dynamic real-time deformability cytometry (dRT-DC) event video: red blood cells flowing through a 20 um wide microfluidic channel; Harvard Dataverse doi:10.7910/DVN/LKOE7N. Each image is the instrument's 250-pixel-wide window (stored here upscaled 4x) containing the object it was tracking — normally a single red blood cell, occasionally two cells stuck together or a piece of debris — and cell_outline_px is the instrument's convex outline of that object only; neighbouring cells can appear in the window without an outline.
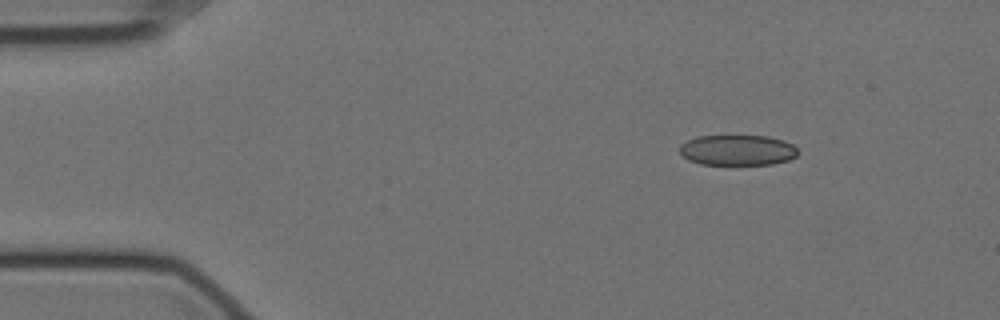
{"species": "Egyptian fruit bat (a non-hibernating species)", "species_latin": "Rousettus aegyptiacus", "temperature_condition": "cold", "stored_images_in_passage": 50, "camera_frame_rate_fps": 3000, "um_per_image_px": 0.085, "animal": {"sex": "female"}, "frame": {"image": 1, "passage_image": 1, "time_ms": 0.0, "image_size_px": [1000, 320], "cell_outline_px": [[796, 156], [788, 160], [772, 164], [700, 164], [688, 160], [680, 152], [680, 144], [696, 136], [768, 136], [784, 140], [792, 144], [796, 148]], "centroid_in_image_um": [62.67, 12.75], "position_along_channel_um": 22.3, "area_um2": 20.92}}
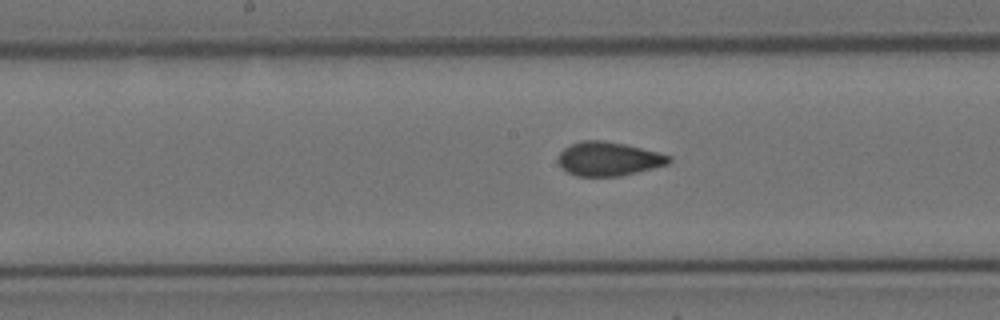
{"frame": {"image": 2, "passage_image": 22, "time_ms": 7.0, "image_size_px": [1000, 320], "cell_outline_px": [[672, 160], [668, 164], [620, 176], [576, 176], [568, 172], [556, 160], [560, 152], [564, 148], [572, 144], [584, 140], [604, 140], [624, 144], [672, 156]], "centroid_in_image_um": [51.71, 13.5], "position_along_channel_um": 196.5, "area_um2": 21.68}}
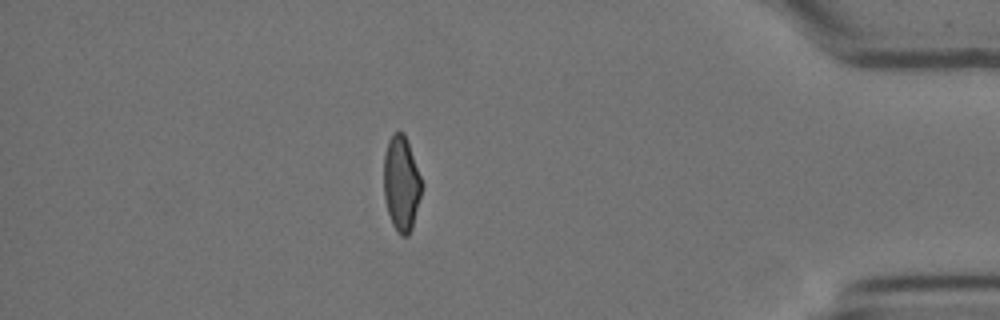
{"frame": {"image": 3, "passage_image": 43, "time_ms": 14.0, "image_size_px": [1000, 320], "cell_outline_px": [[424, 184], [412, 228], [408, 236], [400, 236], [396, 232], [392, 224], [388, 212], [384, 196], [384, 152], [388, 140], [396, 132], [404, 132]], "centroid_in_image_um": [34.13, 15.62], "position_along_channel_um": 401.1, "area_um2": 21.21}, "authors_computed_cell_mechanics": {"area_um2": 21.7617, "velocity_mm_per_s": 3.5199, "shape_relaxation_time_tau1_ms": null, "shape_relaxation_time_tau2_ms": 1.3938, "deformation_change_tau1": null, "deformation_change_tau2": 0.0673}}